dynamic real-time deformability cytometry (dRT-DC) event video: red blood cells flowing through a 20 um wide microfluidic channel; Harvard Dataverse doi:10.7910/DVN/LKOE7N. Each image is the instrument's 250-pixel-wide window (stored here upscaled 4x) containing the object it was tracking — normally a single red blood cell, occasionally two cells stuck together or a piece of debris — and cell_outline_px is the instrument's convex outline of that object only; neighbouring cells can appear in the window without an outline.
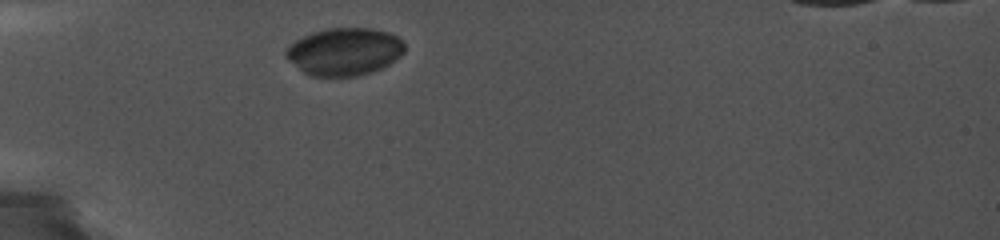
{"species": "common noctule bat (a hibernating species)", "species_latin": "Nyctalus noctula", "temperature_condition": "cold", "stored_images_in_passage": 3, "segment_of_instrument_passage": [2, 2], "camera_frame_rate_fps": 5000, "um_per_image_px": 0.085, "animal": {"sex": "female", "body_mass_g": 19.0, "forearm_length_mm": 56.7}, "frame": {"image": 1, "passage_image": 3, "time_ms": 0.6, "image_size_px": [1000, 240], "cell_outline_px": [[868, 32], [864, 36], [816, 48], [756, 56], [748, 48], [748, 44], [760, 40], [800, 36], [848, 32]], "centroid_in_image_um": [68.0, 3.64], "position_along_channel_um": 17.0, "area_um2": 10.06}}